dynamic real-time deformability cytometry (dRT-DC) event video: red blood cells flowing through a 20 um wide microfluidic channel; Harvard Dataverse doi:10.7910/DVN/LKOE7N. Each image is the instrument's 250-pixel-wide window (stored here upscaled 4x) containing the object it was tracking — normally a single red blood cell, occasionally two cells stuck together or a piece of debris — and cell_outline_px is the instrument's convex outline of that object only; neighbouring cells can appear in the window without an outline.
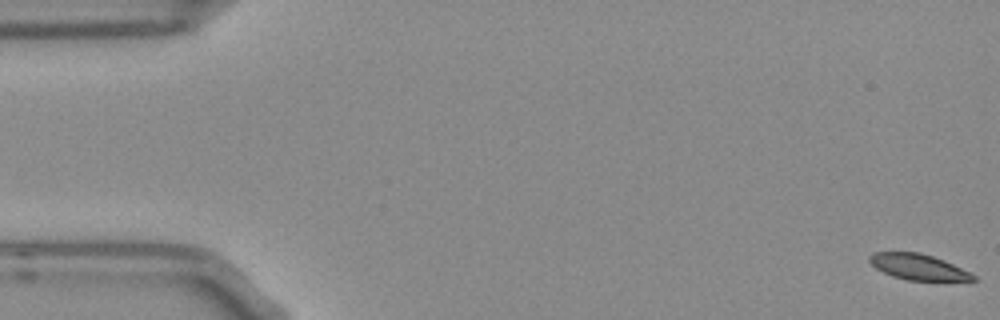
{"species": "Egyptian fruit bat (a non-hibernating species)", "species_latin": "Rousettus aegyptiacus", "temperature_condition": "room temperature", "stored_images_in_passage": 15, "camera_frame_rate_fps": 3000, "um_per_image_px": 0.085, "frame": {"image": 1, "passage_image": 1, "time_ms": 0.0, "image_size_px": [1000, 320], "cell_outline_px": [[976, 280], [908, 280], [892, 276], [876, 268], [868, 260], [868, 256], [872, 252], [920, 252], [944, 260], [976, 276]], "centroid_in_image_um": [77.99, 22.67], "position_along_channel_um": 7.0, "area_um2": 15.32}}